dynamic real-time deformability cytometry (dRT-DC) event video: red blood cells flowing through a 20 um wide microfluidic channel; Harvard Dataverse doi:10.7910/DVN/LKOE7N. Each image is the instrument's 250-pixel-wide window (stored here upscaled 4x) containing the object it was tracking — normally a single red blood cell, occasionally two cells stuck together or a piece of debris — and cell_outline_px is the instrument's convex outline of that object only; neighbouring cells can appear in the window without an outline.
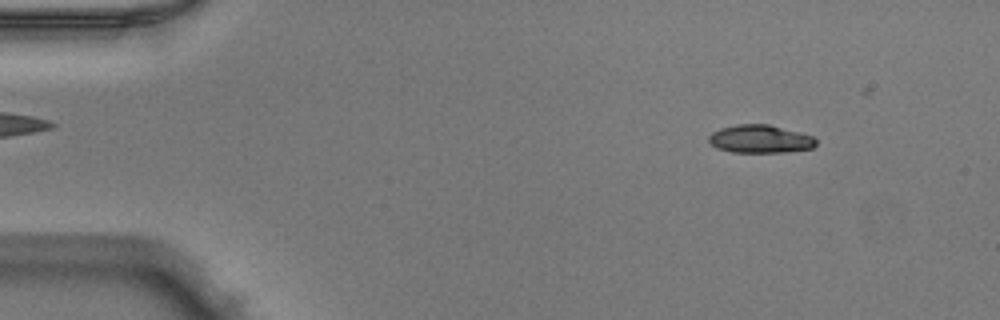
{"species": "Egyptian fruit bat (a non-hibernating species)", "species_latin": "Rousettus aegyptiacus", "temperature_condition": "warm", "stored_images_in_passage": 40, "camera_frame_rate_fps": 3000, "um_per_image_px": 0.085, "animal": {"sex": "male"}, "frame": {"image": 1, "passage_image": 6, "time_ms": 1.667, "image_size_px": [1000, 320], "cell_outline_px": [[816, 144], [812, 148], [784, 152], [732, 152], [716, 148], [708, 140], [708, 136], [712, 132], [720, 128], [736, 124], [768, 124], [812, 136], [816, 140]], "centroid_in_image_um": [64.57, 11.81], "position_along_channel_um": 20.4, "area_um2": 17.4}}
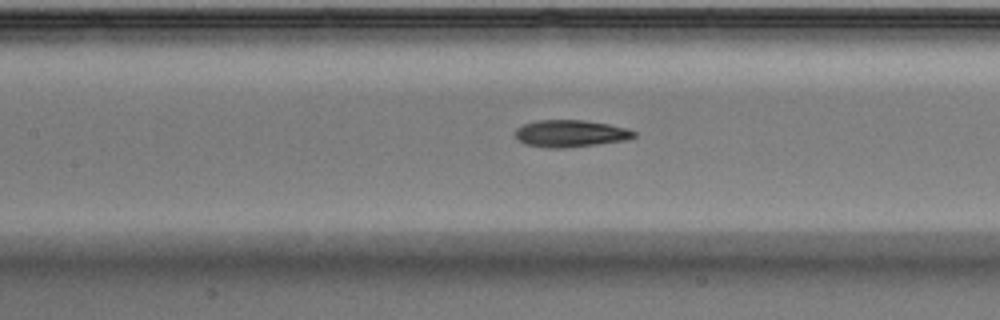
{"frame": {"image": 2, "passage_image": 23, "time_ms": 7.333, "image_size_px": [1000, 320], "cell_outline_px": [[636, 136], [628, 140], [564, 148], [552, 148], [528, 144], [520, 140], [516, 136], [516, 128], [524, 124], [536, 120], [584, 120], [608, 124], [624, 128], [636, 132]], "centroid_in_image_um": [48.52, 11.34], "position_along_channel_um": 158.9, "area_um2": 18.44}}
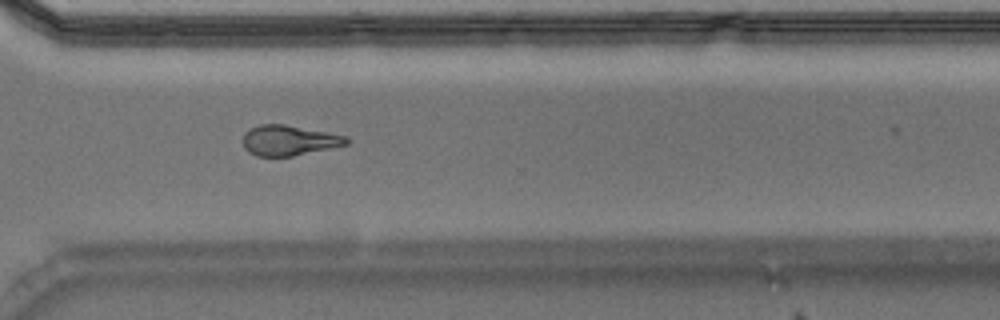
{"frame": {"image": 3, "passage_image": 37, "time_ms": 12.0, "image_size_px": [1000, 320], "cell_outline_px": [[348, 144], [292, 156], [256, 156], [248, 152], [244, 148], [244, 132], [260, 124], [284, 124], [328, 132], [348, 136]], "centroid_in_image_um": [24.56, 11.93], "position_along_channel_um": 346.0, "area_um2": 18.15}}